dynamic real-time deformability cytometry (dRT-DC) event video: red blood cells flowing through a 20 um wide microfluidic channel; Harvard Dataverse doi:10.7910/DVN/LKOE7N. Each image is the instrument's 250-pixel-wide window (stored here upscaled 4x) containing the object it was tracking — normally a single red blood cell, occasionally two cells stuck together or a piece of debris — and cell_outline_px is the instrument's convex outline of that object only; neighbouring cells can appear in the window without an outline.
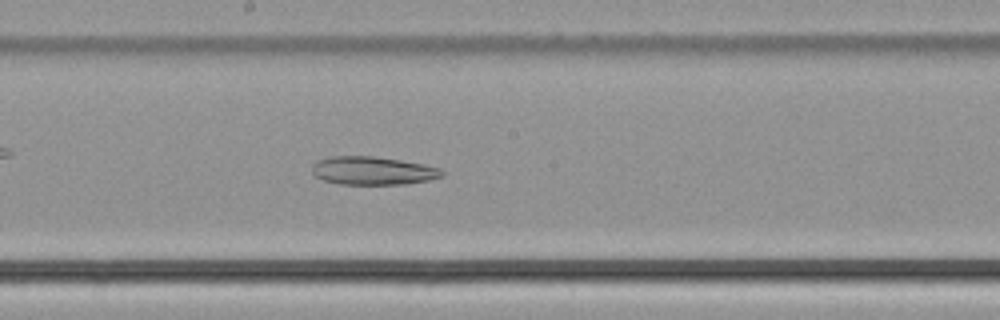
{"species": "common noctule bat (a hibernating species)", "species_latin": "Nyctalus noctula", "temperature_condition": "cold", "stored_images_in_passage": 42, "camera_frame_rate_fps": 3000, "um_per_image_px": 0.085, "animal": {"sex": "male", "body_mass_g": 21.5, "forearm_length_mm": 52.0}, "frame": {"image": 1, "passage_image": 19, "time_ms": 6.0, "image_size_px": [1000, 320], "cell_outline_px": [[444, 176], [428, 180], [408, 184], [340, 184], [324, 180], [316, 176], [312, 172], [312, 168], [320, 160], [332, 156], [372, 156], [400, 160], [424, 164], [440, 168], [444, 172]], "centroid_in_image_um": [31.75, 14.51], "position_along_channel_um": 216.5, "area_um2": 21.21}}
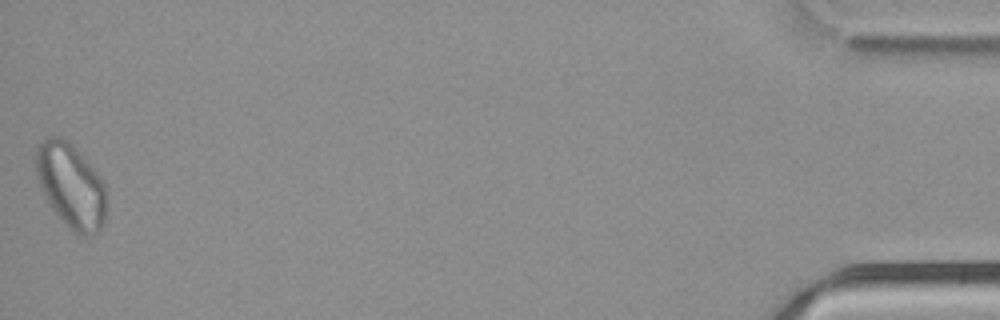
{"frame": {"image": 2, "passage_image": 42, "time_ms": 13.667, "image_size_px": [1000, 320], "cell_outline_px": [[108, 196], [104, 220], [100, 228], [92, 236], [84, 236], [72, 232], [52, 208], [36, 176], [36, 148], [48, 136], [60, 136], [72, 144], [104, 180], [108, 192]], "centroid_in_image_um": [6.08, 15.79], "position_along_channel_um": 429.1, "area_um2": 34.74}}